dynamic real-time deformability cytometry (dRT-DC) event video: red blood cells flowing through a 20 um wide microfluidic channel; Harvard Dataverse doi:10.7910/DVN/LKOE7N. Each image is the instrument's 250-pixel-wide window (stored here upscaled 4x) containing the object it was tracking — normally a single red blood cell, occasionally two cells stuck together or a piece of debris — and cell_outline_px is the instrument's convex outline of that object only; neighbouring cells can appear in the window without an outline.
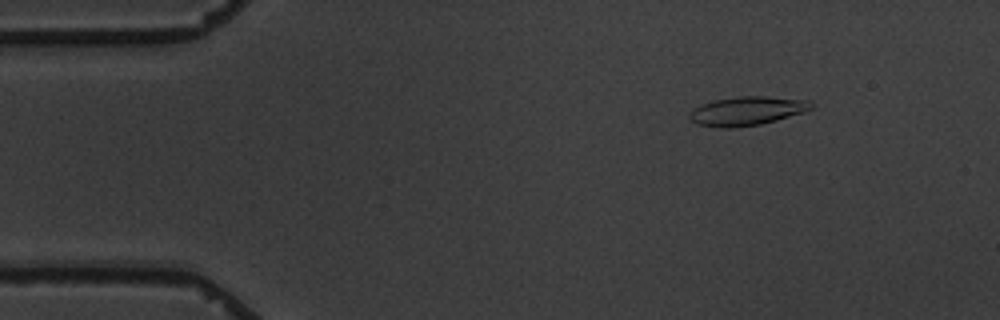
{"species": "common noctule bat (a hibernating species)", "species_latin": "Nyctalus noctula", "temperature_condition": "warm", "stored_images_in_passage": 5, "camera_frame_rate_fps": 3000, "um_per_image_px": 0.085, "animal": {"sex": "male", "body_mass_g": 19.5, "forearm_length_mm": 54.6}, "frame": {"image": 1, "passage_image": 2, "time_ms": 1.0, "image_size_px": [1000, 320], "cell_outline_px": [[816, 108], [804, 112], [776, 120], [760, 124], [732, 128], [720, 128], [696, 124], [688, 116], [688, 112], [692, 108], [700, 104], [716, 100], [740, 96], [764, 96], [808, 100], [816, 104]], "centroid_in_image_um": [63.5, 9.43], "position_along_channel_um": 21.5, "area_um2": 20.69}}
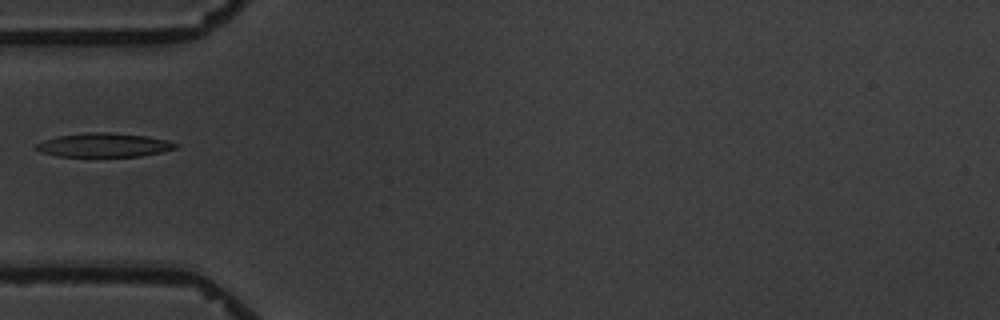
{"frame": {"image": 2, "passage_image": 5, "time_ms": 4.667, "image_size_px": [1000, 320], "cell_outline_px": [[180, 144], [176, 148], [160, 152], [140, 156], [56, 156], [40, 152], [36, 148], [36, 144], [44, 140], [56, 136], [84, 132], [108, 132], [148, 136]], "centroid_in_image_um": [8.8, 12.32], "position_along_channel_um": 76.2, "area_um2": 19.36}}